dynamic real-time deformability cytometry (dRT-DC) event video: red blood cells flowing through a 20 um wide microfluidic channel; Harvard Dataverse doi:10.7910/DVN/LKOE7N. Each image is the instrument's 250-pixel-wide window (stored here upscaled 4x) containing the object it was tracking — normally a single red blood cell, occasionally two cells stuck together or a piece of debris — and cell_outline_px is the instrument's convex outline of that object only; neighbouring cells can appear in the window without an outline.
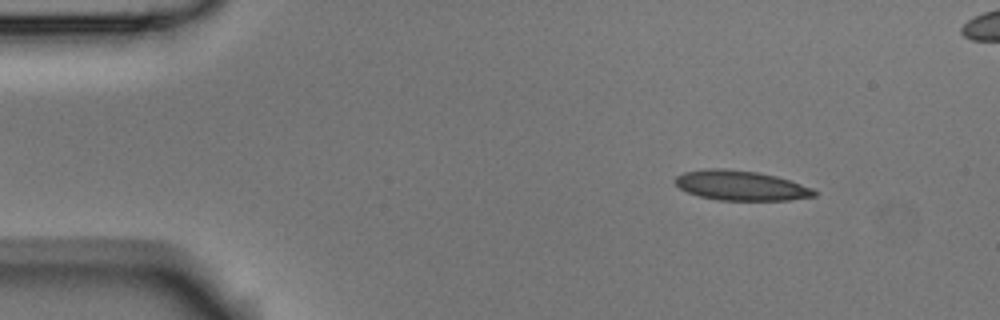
{"species": "Egyptian fruit bat (a non-hibernating species)", "species_latin": "Rousettus aegyptiacus", "temperature_condition": "room temperature", "stored_images_in_passage": 5, "segment_of_instrument_passage": [1, 2], "camera_frame_rate_fps": 3000, "um_per_image_px": 0.085, "animal": {"sex": "male"}, "frame": {"image": 1, "passage_image": 2, "time_ms": 0.333, "image_size_px": [1000, 320], "cell_outline_px": [[816, 196], [788, 200], [720, 200], [700, 196], [688, 192], [680, 188], [676, 184], [676, 176], [684, 172], [708, 168], [724, 168], [760, 172], [776, 176], [812, 188], [816, 192]], "centroid_in_image_um": [62.97, 15.76], "position_along_channel_um": 22.0, "area_um2": 23.99}}